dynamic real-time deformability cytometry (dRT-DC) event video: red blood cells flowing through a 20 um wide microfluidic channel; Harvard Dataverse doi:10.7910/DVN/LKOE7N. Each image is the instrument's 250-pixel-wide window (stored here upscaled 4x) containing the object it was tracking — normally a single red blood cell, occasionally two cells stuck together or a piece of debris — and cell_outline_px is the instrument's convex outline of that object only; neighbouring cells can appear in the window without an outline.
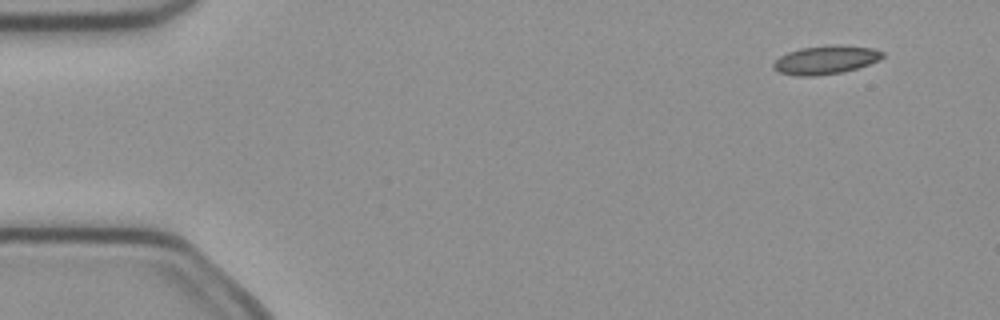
{"species": "common noctule bat (a hibernating species)", "species_latin": "Nyctalus noctula", "temperature_condition": "cold", "stored_images_in_passage": 4, "segment_of_instrument_passage": [2, 2], "camera_frame_rate_fps": 3000, "um_per_image_px": 0.085, "animal": {"sex": "female", "body_mass_g": 21.9}, "frame": {"image": 1, "passage_image": 4, "time_ms": 1.0, "image_size_px": [1000, 320], "cell_outline_px": [[884, 56], [880, 60], [856, 68], [840, 72], [816, 76], [796, 76], [780, 72], [772, 68], [772, 64], [780, 56], [788, 52], [800, 48], [828, 44], [840, 44], [872, 48], [884, 52]], "centroid_in_image_um": [70.17, 5.07], "position_along_channel_um": 14.8, "area_um2": 18.26}}